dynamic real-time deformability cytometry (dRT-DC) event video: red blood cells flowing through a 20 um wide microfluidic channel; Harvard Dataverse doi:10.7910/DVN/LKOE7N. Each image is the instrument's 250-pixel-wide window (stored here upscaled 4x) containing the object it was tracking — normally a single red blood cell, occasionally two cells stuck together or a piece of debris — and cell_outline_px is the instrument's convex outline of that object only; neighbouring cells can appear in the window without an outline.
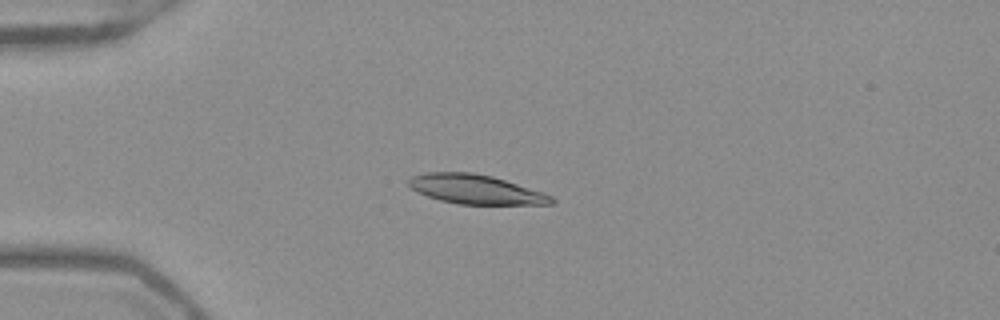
{"species": "Egyptian fruit bat (a non-hibernating species)", "species_latin": "Rousettus aegyptiacus", "temperature_condition": "warm", "stored_images_in_passage": 50, "camera_frame_rate_fps": 3000, "um_per_image_px": 0.085, "frame": {"image": 1, "passage_image": 12, "time_ms": 3.667, "image_size_px": [1000, 320], "cell_outline_px": [[556, 200], [552, 204], [460, 204], [440, 200], [416, 192], [408, 184], [408, 180], [412, 176], [428, 172], [472, 172], [492, 176], [544, 192], [552, 196]], "centroid_in_image_um": [40.44, 16.09], "position_along_channel_um": 44.6, "area_um2": 24.33}}
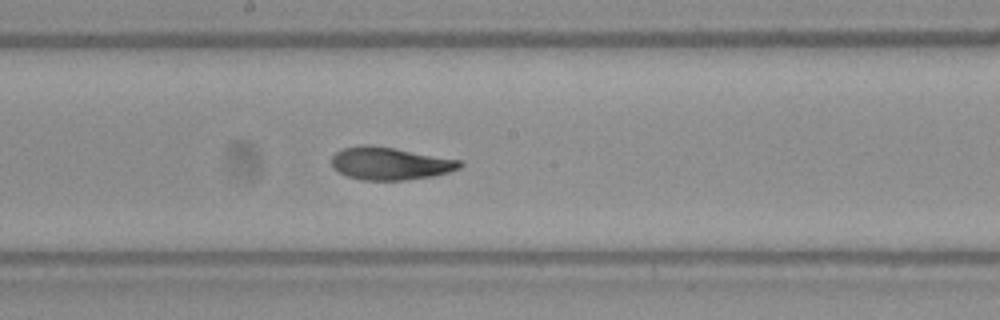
{"frame": {"image": 2, "passage_image": 27, "time_ms": 8.667, "image_size_px": [1000, 320], "cell_outline_px": [[464, 164], [460, 168], [448, 172], [432, 176], [404, 180], [364, 180], [348, 176], [332, 168], [332, 156], [336, 152], [344, 148], [364, 144], [368, 144], [464, 160]], "centroid_in_image_um": [33.18, 13.89], "position_along_channel_um": 215.0, "area_um2": 24.33}}
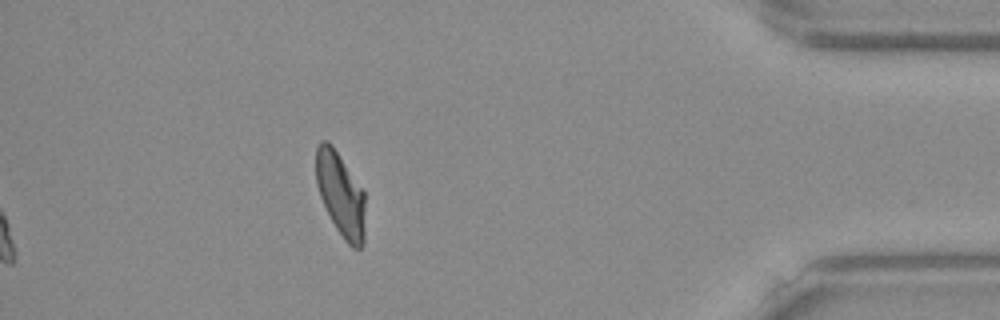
{"frame": {"image": 3, "passage_image": 45, "time_ms": 14.667, "image_size_px": [1000, 320], "cell_outline_px": [[364, 244], [360, 248], [352, 248], [344, 240], [336, 228], [320, 196], [316, 184], [316, 148], [320, 140], [328, 140], [332, 144], [364, 188]], "centroid_in_image_um": [28.96, 16.48], "position_along_channel_um": 406.2, "area_um2": 24.33}, "authors_computed_cell_mechanics": {"area_um2": 24.3916, "velocity_mm_per_s": 3.9289, "shape_relaxation_time_tau1_ms": 6.9511, "shape_relaxation_time_tau2_ms": 2.3672, "deformation_change_tau1": 0.23, "deformation_change_tau2": 0.0794}}